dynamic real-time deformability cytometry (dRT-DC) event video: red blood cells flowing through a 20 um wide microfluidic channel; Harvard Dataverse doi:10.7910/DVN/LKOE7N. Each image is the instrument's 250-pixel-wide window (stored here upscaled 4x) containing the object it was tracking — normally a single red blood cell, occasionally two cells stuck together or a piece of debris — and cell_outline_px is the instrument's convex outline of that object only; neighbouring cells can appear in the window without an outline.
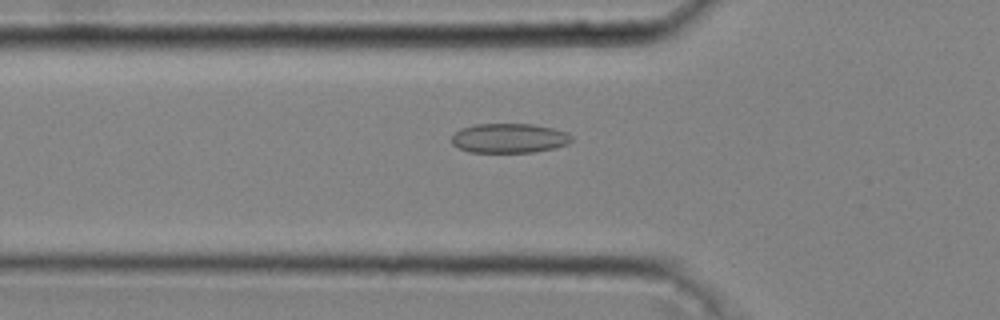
{"species": "common noctule bat (a hibernating species)", "species_latin": "Nyctalus noctula", "temperature_condition": "cold", "stored_images_in_passage": 43, "camera_frame_rate_fps": 3000, "um_per_image_px": 0.085, "animal": {"sex": "male", "body_mass_g": 20.4}, "frame": {"image": 1, "passage_image": 16, "time_ms": 5.0, "image_size_px": [1000, 320], "cell_outline_px": [[572, 140], [568, 144], [556, 148], [536, 152], [468, 152], [456, 148], [452, 144], [452, 136], [460, 128], [476, 124], [532, 124], [552, 128], [568, 132], [572, 136]], "centroid_in_image_um": [43.28, 11.75], "position_along_channel_um": 82.5, "area_um2": 20.87}}
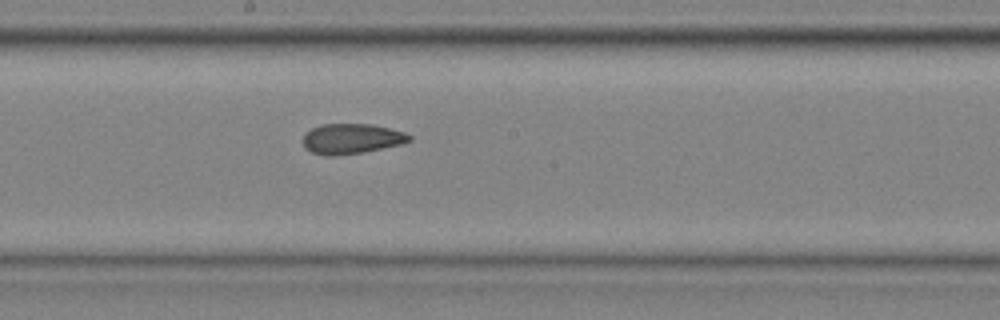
{"frame": {"image": 2, "passage_image": 26, "time_ms": 8.333, "image_size_px": [1000, 320], "cell_outline_px": [[412, 140], [404, 144], [364, 152], [332, 156], [324, 156], [312, 152], [304, 148], [304, 136], [312, 128], [320, 124], [372, 124], [404, 132], [412, 136]], "centroid_in_image_um": [29.91, 11.8], "position_along_channel_um": 218.3, "area_um2": 18.79}}
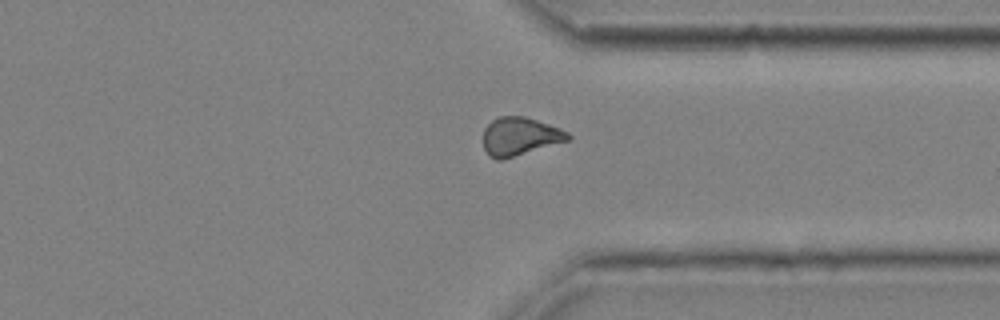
{"frame": {"image": 3, "passage_image": 37, "time_ms": 12.0, "image_size_px": [1000, 320], "cell_outline_px": [[572, 140], [504, 160], [496, 160], [488, 156], [484, 148], [484, 128], [492, 120], [500, 116], [524, 116], [560, 128], [568, 132], [572, 136]], "centroid_in_image_um": [44.22, 11.62], "position_along_channel_um": 367.2, "area_um2": 19.25}, "authors_computed_cell_mechanics": {"area_um2": 19.1896, "velocity_mm_per_s": 4.068, "shape_relaxation_time_tau1_ms": null, "shape_relaxation_time_tau2_ms": 3.6441, "deformation_change_tau1": null, "deformation_change_tau2": 0.085}}